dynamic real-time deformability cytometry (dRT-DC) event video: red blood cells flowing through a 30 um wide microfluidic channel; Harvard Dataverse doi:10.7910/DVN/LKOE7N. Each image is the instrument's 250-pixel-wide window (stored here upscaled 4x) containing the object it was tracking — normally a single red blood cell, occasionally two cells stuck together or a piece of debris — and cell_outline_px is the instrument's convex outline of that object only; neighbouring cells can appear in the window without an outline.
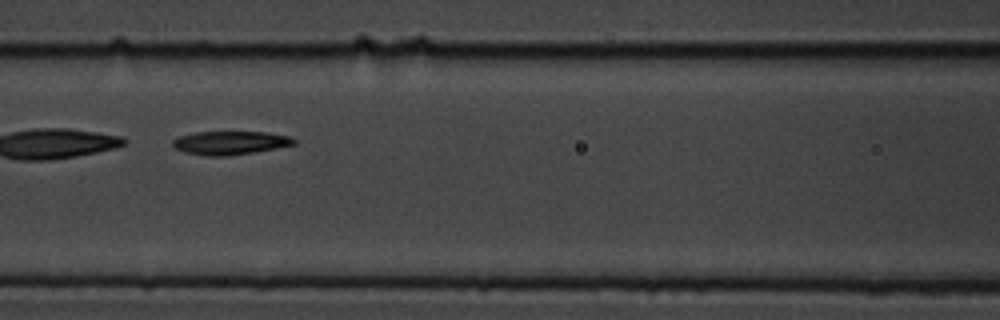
{"species": "common noctule bat (a hibernating species)", "species_latin": "Nyctalus noctula", "temperature_condition": "cold", "stored_images_in_passage": 5, "camera_frame_rate_fps": 3000, "um_per_image_px": 0.085, "animal": {"sex": "male", "body_mass_g": 19.5, "forearm_length_mm": 54.6}, "frame": {"image": 1, "passage_image": 4, "time_ms": 1.0, "image_size_px": [1000, 320], "cell_outline_px": [[296, 144], [256, 152], [228, 156], [208, 156], [184, 152], [176, 148], [172, 144], [172, 140], [180, 136], [196, 132], [264, 132], [288, 136], [296, 140]], "centroid_in_image_um": [19.56, 12.14], "position_along_channel_um": 147.0, "area_um2": 16.53}}